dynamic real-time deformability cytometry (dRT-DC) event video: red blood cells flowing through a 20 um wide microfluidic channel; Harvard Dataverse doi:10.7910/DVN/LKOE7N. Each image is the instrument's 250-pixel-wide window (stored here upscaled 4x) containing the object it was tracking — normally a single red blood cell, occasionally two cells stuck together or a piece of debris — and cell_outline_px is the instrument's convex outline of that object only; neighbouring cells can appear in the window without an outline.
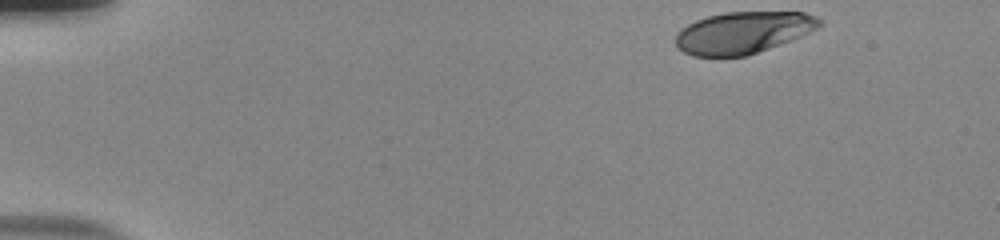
{"species": "human", "species_latin": "Homo sapiens", "temperature_condition": "room temperature", "stored_images_in_passage": 41, "camera_frame_rate_fps": 3000, "um_per_image_px": 0.085, "donor": {"sex": "male"}, "frame": {"image": 1, "passage_image": 1, "time_ms": 0.0, "image_size_px": [1000, 240], "cell_outline_px": [[820, 28], [800, 36], [768, 48], [744, 56], [692, 56], [684, 52], [676, 44], [676, 32], [680, 28], [696, 20], [708, 16], [724, 12], [804, 12], [816, 16], [820, 20]], "centroid_in_image_um": [63.14, 2.75], "position_along_channel_um": 21.9, "area_um2": 34.8}}
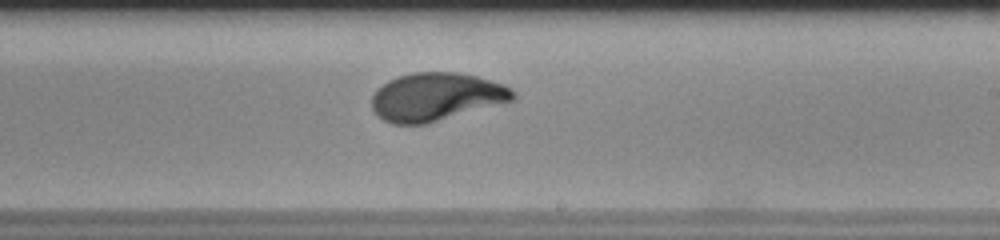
{"frame": {"image": 2, "passage_image": 28, "time_ms": 9.0, "image_size_px": [1000, 240], "cell_outline_px": [[516, 96], [512, 100], [428, 124], [392, 124], [376, 116], [372, 108], [372, 96], [388, 80], [412, 72], [456, 72], [476, 76], [504, 84], [512, 88], [516, 92]], "centroid_in_image_um": [37.07, 8.24], "position_along_channel_um": 251.9, "area_um2": 39.48}}
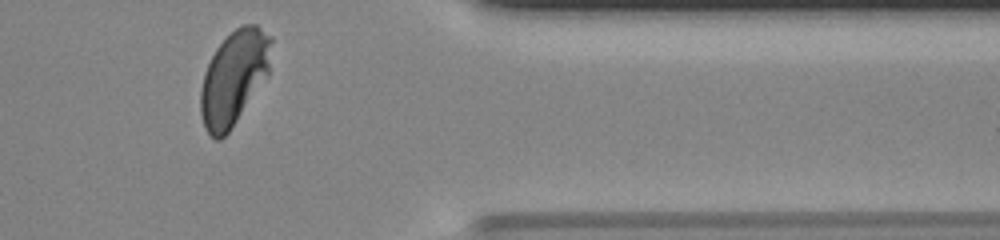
{"frame": {"image": 3, "passage_image": 40, "time_ms": 13.0, "image_size_px": [1000, 240], "cell_outline_px": [[272, 40], [268, 76], [228, 132], [220, 140], [216, 140], [204, 128], [200, 112], [200, 88], [204, 72], [216, 48], [236, 28], [244, 24], [256, 24], [272, 36]], "centroid_in_image_um": [19.88, 6.6], "position_along_channel_um": 391.5, "area_um2": 38.67}, "authors_computed_cell_mechanics": {"area_um2": 38.8994, "velocity_mm_per_s": 3.829, "shape_relaxation_time_tau1_ms": 3.7949, "shape_relaxation_time_tau2_ms": null, "deformation_change_tau1": 0.1904, "deformation_change_tau2": null}}